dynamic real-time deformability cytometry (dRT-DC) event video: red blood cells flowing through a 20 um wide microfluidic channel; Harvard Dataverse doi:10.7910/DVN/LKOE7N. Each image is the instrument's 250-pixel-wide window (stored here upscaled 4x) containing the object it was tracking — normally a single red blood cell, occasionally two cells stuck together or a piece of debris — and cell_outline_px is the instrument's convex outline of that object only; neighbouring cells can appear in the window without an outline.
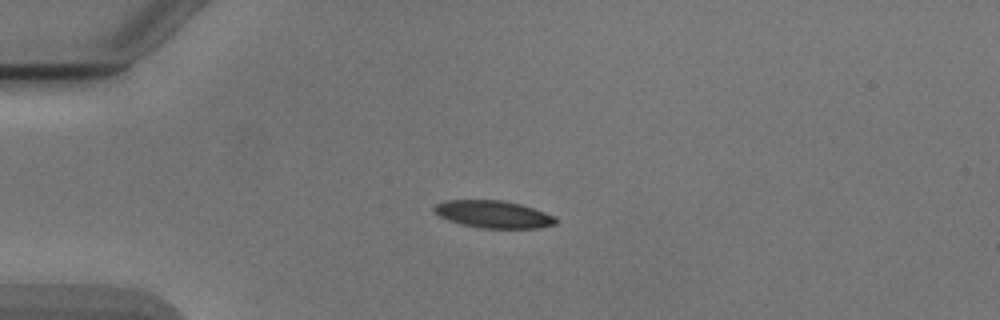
{"species": "Egyptian fruit bat (a non-hibernating species)", "species_latin": "Rousettus aegyptiacus", "temperature_condition": "cold", "stored_images_in_passage": 40, "camera_frame_rate_fps": 3000, "um_per_image_px": 0.085, "animal": {"sex": "male"}, "frame": {"image": 1, "passage_image": 1, "time_ms": 0.0, "image_size_px": [1000, 320], "cell_outline_px": [[556, 224], [540, 228], [480, 228], [460, 224], [448, 220], [432, 212], [432, 208], [436, 204], [448, 200], [500, 200], [520, 204], [556, 216]], "centroid_in_image_um": [41.91, 18.22], "position_along_channel_um": 43.1, "area_um2": 19.42}}
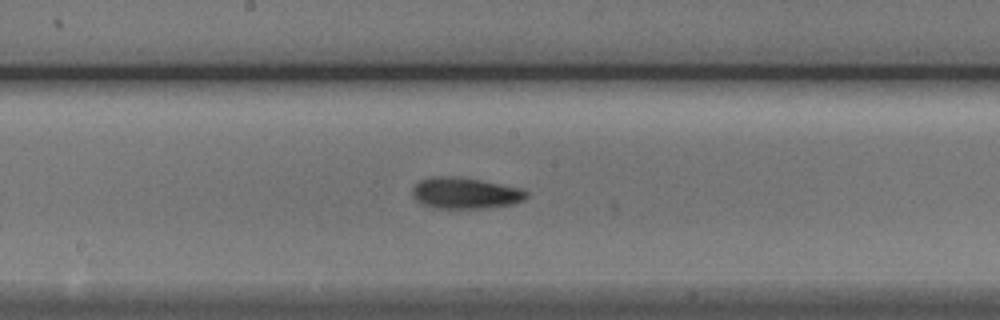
{"frame": {"image": 2, "passage_image": 16, "time_ms": 5.0, "image_size_px": [1000, 320], "cell_outline_px": [[528, 196], [524, 200], [512, 204], [488, 208], [436, 208], [424, 204], [416, 200], [412, 192], [412, 188], [420, 180], [432, 176], [448, 176], [480, 180], [524, 188], [528, 192]], "centroid_in_image_um": [39.59, 16.41], "position_along_channel_um": 208.6, "area_um2": 20.75}}
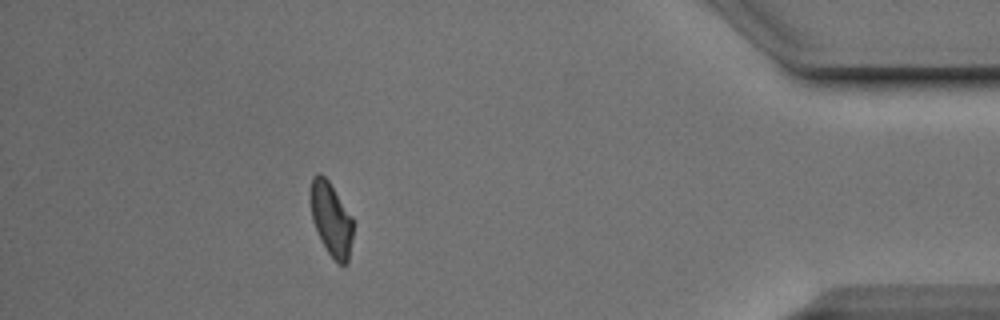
{"frame": {"image": 3, "passage_image": 35, "time_ms": 11.333, "image_size_px": [1000, 320], "cell_outline_px": [[352, 240], [348, 264], [340, 264], [328, 252], [312, 220], [308, 200], [308, 196], [312, 176], [316, 172], [320, 172], [328, 180], [352, 216]], "centroid_in_image_um": [28.11, 18.55], "position_along_channel_um": 407.1, "area_um2": 18.38}, "authors_computed_cell_mechanics": {"area_um2": 19.4497, "velocity_mm_per_s": 3.8785, "shape_relaxation_time_tau1_ms": 3.2003, "shape_relaxation_time_tau2_ms": 3.0485, "deformation_change_tau1": 0.1406, "deformation_change_tau2": 0.1029}}